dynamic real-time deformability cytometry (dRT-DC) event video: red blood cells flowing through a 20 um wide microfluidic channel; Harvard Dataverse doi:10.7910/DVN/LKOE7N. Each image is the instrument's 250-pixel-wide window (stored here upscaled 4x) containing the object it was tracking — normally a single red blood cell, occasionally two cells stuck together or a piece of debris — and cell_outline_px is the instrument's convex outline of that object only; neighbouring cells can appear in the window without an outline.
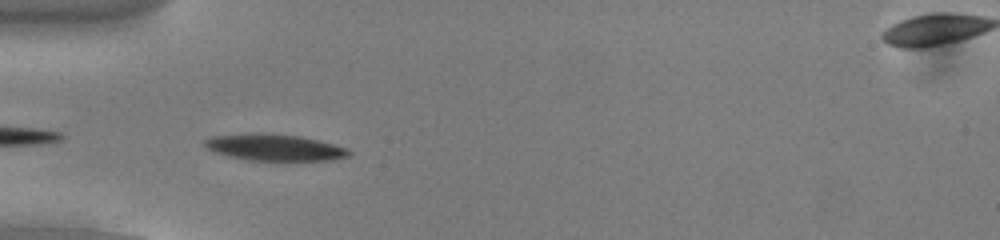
{"species": "common noctule bat (a hibernating species)", "species_latin": "Nyctalus noctula", "temperature_condition": "cold", "stored_images_in_passage": 8, "camera_frame_rate_fps": 3000, "um_per_image_px": 0.085, "animal": {"sex": "male", "body_mass_g": 13.0, "forearm_length_mm": 53.1}, "frame": {"image": 1, "passage_image": 2, "time_ms": 0.333, "image_size_px": [1000, 240], "cell_outline_px": [[352, 152], [348, 156], [332, 160], [248, 160], [228, 156], [216, 152], [208, 148], [204, 144], [204, 140], [212, 136], [260, 132], [300, 136], [348, 148]], "centroid_in_image_um": [23.33, 12.52], "position_along_channel_um": 61.7, "area_um2": 22.14}}
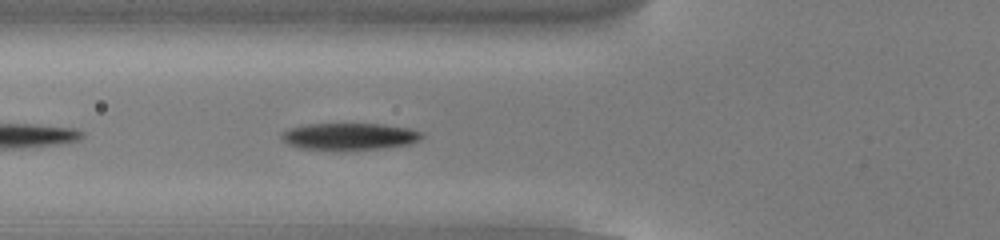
{"frame": {"image": 2, "passage_image": 5, "time_ms": 1.333, "image_size_px": [1000, 240], "cell_outline_px": [[424, 136], [420, 140], [412, 144], [380, 148], [300, 148], [288, 144], [280, 136], [280, 132], [288, 128], [308, 124], [384, 124], [408, 128], [424, 132]], "centroid_in_image_um": [29.74, 11.56], "position_along_channel_um": 96.1, "area_um2": 21.56}}